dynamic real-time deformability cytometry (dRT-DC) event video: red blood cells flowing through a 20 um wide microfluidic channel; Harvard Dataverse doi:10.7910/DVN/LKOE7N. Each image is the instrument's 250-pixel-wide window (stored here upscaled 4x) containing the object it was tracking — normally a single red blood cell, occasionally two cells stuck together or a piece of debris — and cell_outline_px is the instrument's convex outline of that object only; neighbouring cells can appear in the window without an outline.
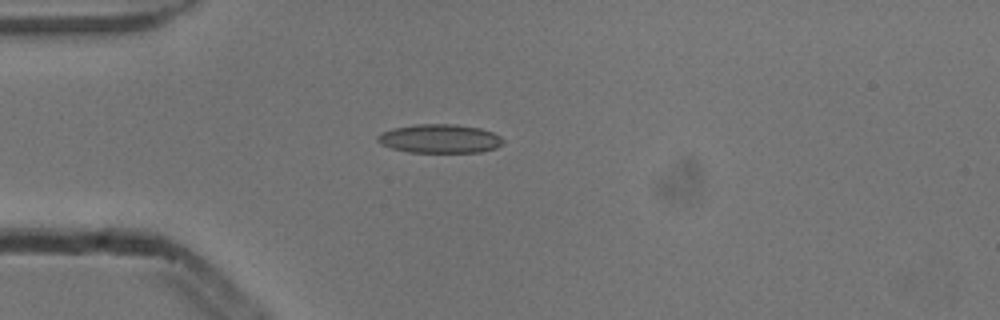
{"species": "common noctule bat (a hibernating species)", "species_latin": "Nyctalus noctula", "temperature_condition": "cold", "stored_images_in_passage": 2, "camera_frame_rate_fps": 3000, "um_per_image_px": 0.085, "animal": {"sex": "male", "body_mass_g": 13.3}, "frame": {"image": 1, "passage_image": 1, "time_ms": 0.0, "image_size_px": [1000, 320], "cell_outline_px": [[504, 144], [496, 148], [480, 152], [408, 152], [392, 148], [380, 144], [376, 140], [376, 136], [380, 132], [392, 128], [416, 124], [452, 124], [480, 128], [492, 132], [500, 136], [504, 140]], "centroid_in_image_um": [37.36, 11.78], "position_along_channel_um": 47.6, "area_um2": 21.21}}